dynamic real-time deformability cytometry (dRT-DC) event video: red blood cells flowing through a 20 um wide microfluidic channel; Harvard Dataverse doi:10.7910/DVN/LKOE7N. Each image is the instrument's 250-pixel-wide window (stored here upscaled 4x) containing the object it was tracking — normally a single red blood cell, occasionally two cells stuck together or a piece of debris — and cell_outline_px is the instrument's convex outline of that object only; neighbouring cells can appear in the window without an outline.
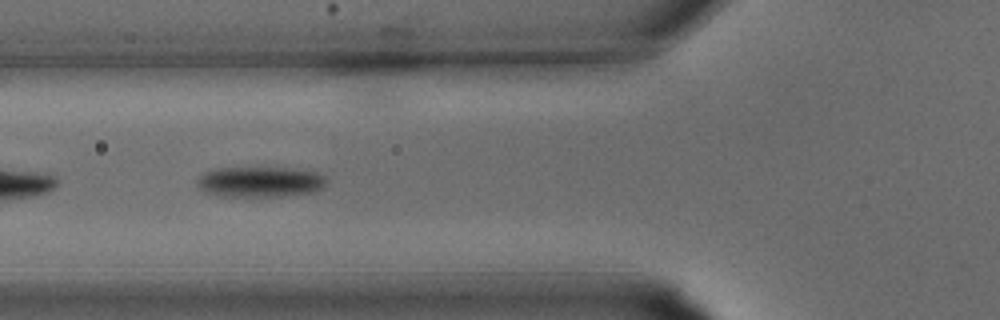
{"species": "common noctule bat (a hibernating species)", "species_latin": "Nyctalus noctula", "temperature_condition": "warm", "stored_images_in_passage": 28, "camera_frame_rate_fps": 3000, "um_per_image_px": 0.085, "animal": {"sex": "male", "body_mass_g": 15.6}, "frame": {"image": 1, "passage_image": 7, "time_ms": 2.0, "image_size_px": [1000, 320], "cell_outline_px": [[328, 180], [320, 188], [312, 192], [288, 196], [220, 196], [208, 192], [200, 188], [196, 184], [196, 180], [204, 172], [212, 168], [288, 168], [316, 172], [324, 176]], "centroid_in_image_um": [22.08, 15.45], "position_along_channel_um": 103.7, "area_um2": 22.89}}
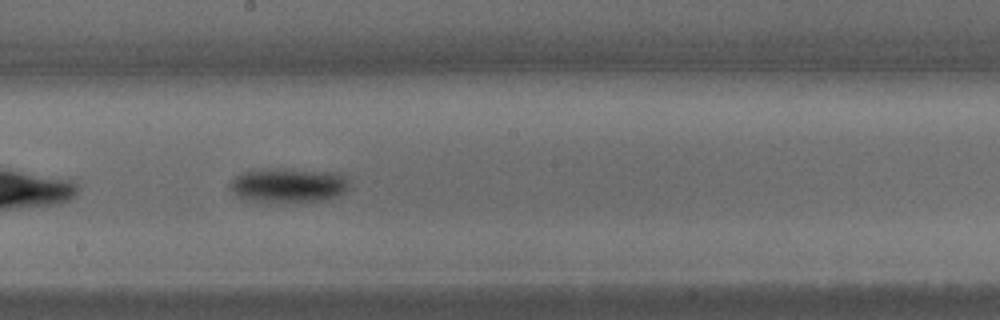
{"frame": {"image": 2, "passage_image": 13, "time_ms": 4.0, "image_size_px": [1000, 320], "cell_outline_px": [[348, 188], [344, 192], [336, 196], [324, 200], [280, 204], [244, 200], [232, 192], [228, 188], [228, 184], [236, 176], [244, 172], [268, 168], [284, 168], [340, 172], [348, 176]], "centroid_in_image_um": [24.51, 15.76], "position_along_channel_um": 223.7, "area_um2": 24.91}}
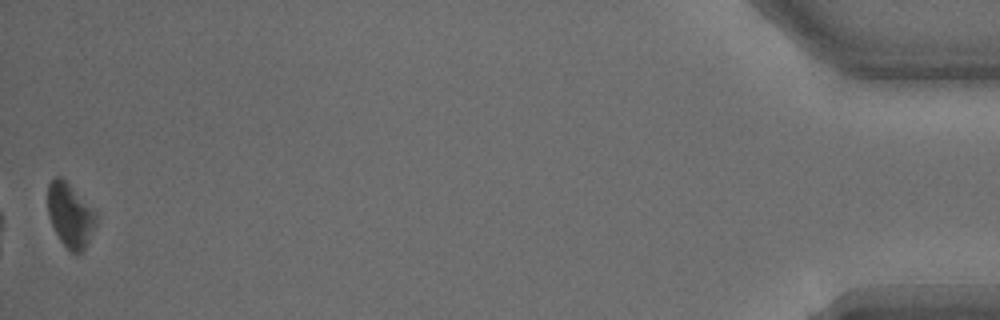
{"frame": {"image": 3, "passage_image": 28, "time_ms": 9.0, "image_size_px": [1000, 320], "cell_outline_px": [[100, 216], [84, 248], [76, 256], [60, 240], [48, 216], [48, 184], [56, 176], [60, 176], [100, 212]], "centroid_in_image_um": [6.02, 18.27], "position_along_channel_um": 429.2, "area_um2": 18.26}}